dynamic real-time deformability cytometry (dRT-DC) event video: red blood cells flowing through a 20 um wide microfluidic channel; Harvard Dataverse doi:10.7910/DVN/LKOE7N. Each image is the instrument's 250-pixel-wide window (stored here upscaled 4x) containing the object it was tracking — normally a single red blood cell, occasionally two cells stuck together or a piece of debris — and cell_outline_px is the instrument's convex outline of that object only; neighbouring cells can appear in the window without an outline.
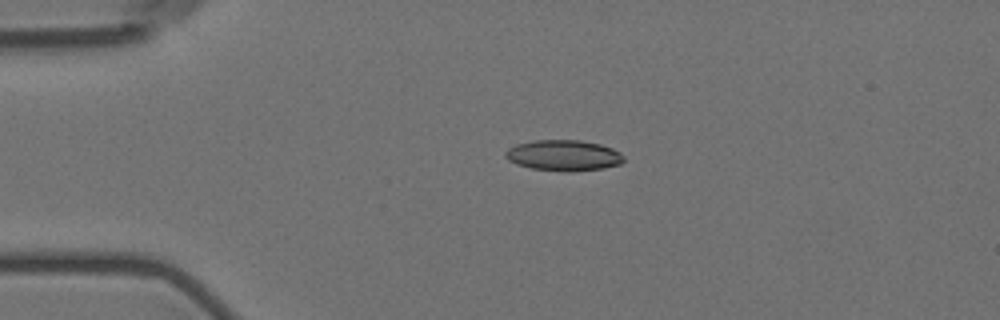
{"species": "Egyptian fruit bat (a non-hibernating species)", "species_latin": "Rousettus aegyptiacus", "temperature_condition": "room temperature", "stored_images_in_passage": 4, "camera_frame_rate_fps": 3000, "um_per_image_px": 0.085, "animal": {"sex": "female"}, "frame": {"image": 1, "passage_image": 3, "time_ms": 2.333, "image_size_px": [1000, 320], "cell_outline_px": [[624, 160], [620, 164], [604, 168], [568, 172], [532, 168], [516, 164], [508, 160], [504, 156], [504, 152], [508, 148], [516, 144], [536, 140], [580, 140], [600, 144], [612, 148], [620, 152], [624, 156]], "centroid_in_image_um": [47.9, 13.21], "position_along_channel_um": 37.1, "area_um2": 21.33}}